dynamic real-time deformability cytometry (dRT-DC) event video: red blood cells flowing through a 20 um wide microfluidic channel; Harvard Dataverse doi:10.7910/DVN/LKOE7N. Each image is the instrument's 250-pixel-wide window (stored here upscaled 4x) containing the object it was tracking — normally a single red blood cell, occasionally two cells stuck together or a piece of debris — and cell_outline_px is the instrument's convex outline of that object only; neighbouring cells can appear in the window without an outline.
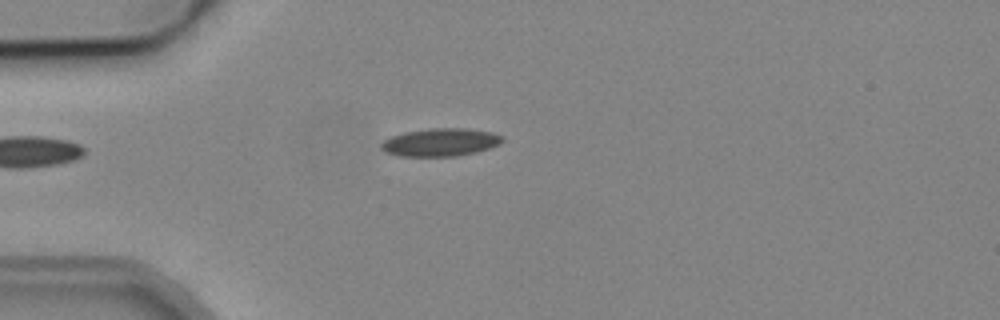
{"species": "common noctule bat (a hibernating species)", "species_latin": "Nyctalus noctula", "temperature_condition": "cold", "stored_images_in_passage": 3, "camera_frame_rate_fps": 3000, "um_per_image_px": 0.085, "animal": {"sex": "male", "body_mass_g": 19.2, "forearm_length_mm": 51.8}, "frame": {"image": 1, "passage_image": 3, "time_ms": 2.333, "image_size_px": [1000, 320], "cell_outline_px": [[504, 140], [500, 144], [476, 152], [456, 156], [396, 156], [384, 152], [380, 148], [380, 144], [384, 140], [392, 136], [404, 132], [428, 128], [468, 128], [492, 132], [504, 136]], "centroid_in_image_um": [37.43, 12.09], "position_along_channel_um": 47.6, "area_um2": 19.94}}